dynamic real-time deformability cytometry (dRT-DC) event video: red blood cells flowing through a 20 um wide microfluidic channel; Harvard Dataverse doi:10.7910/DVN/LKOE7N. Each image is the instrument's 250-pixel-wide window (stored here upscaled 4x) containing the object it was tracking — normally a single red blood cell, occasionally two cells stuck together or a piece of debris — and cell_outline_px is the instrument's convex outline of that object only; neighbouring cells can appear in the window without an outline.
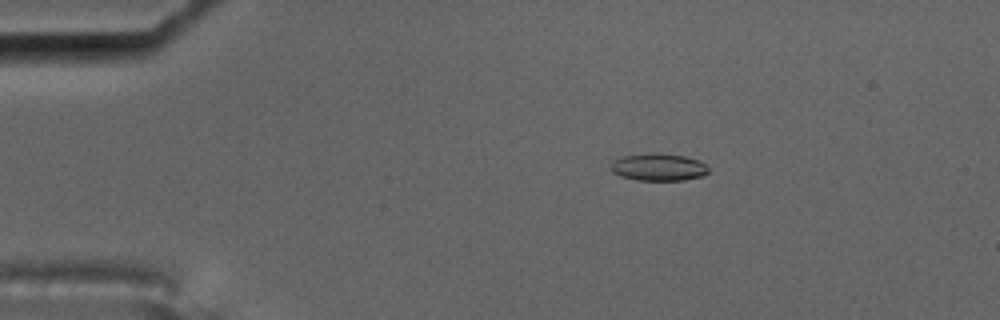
{"species": "common noctule bat (a hibernating species)", "species_latin": "Nyctalus noctula", "temperature_condition": "cold", "stored_images_in_passage": 8, "camera_frame_rate_fps": 3000, "um_per_image_px": 0.085, "animal": {"sex": "male", "body_mass_g": 17.5, "forearm_length_mm": 52.3}, "frame": {"image": 1, "passage_image": 3, "time_ms": 0.667, "image_size_px": [1000, 320], "cell_outline_px": [[708, 172], [704, 176], [684, 180], [636, 180], [620, 176], [612, 172], [612, 164], [616, 160], [624, 156], [652, 152], [660, 152], [684, 156], [700, 160], [708, 168]], "centroid_in_image_um": [56.01, 14.2], "position_along_channel_um": 29.0, "area_um2": 15.61}}